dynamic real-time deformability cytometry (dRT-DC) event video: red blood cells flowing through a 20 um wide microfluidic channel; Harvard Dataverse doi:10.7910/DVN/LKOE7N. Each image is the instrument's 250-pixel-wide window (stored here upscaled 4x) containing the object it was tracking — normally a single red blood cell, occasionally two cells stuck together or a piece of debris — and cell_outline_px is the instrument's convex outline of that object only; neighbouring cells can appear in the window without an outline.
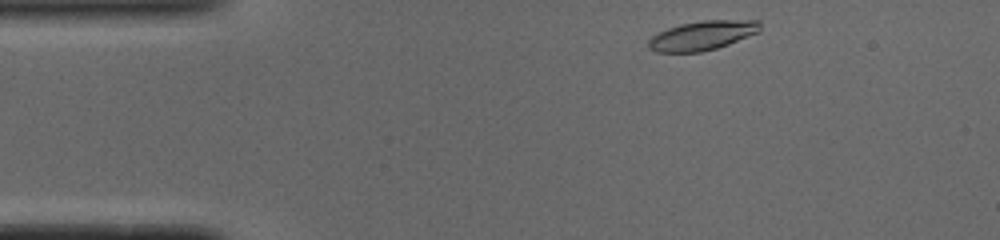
{"species": "common noctule bat (a hibernating species)", "species_latin": "Nyctalus noctula", "temperature_condition": "cold", "stored_images_in_passage": 44, "camera_frame_rate_fps": 3000, "um_per_image_px": 0.085, "animal": {"sex": "male", "body_mass_g": 19.0, "forearm_length_mm": 50.8}, "frame": {"image": 1, "passage_image": 1, "time_ms": 0.0, "image_size_px": [1000, 240], "cell_outline_px": [[760, 32], [728, 44], [716, 48], [700, 52], [656, 52], [648, 48], [648, 40], [652, 36], [668, 28], [680, 24], [704, 20], [760, 20]], "centroid_in_image_um": [59.71, 3.01], "position_along_channel_um": 25.3, "area_um2": 19.02}}
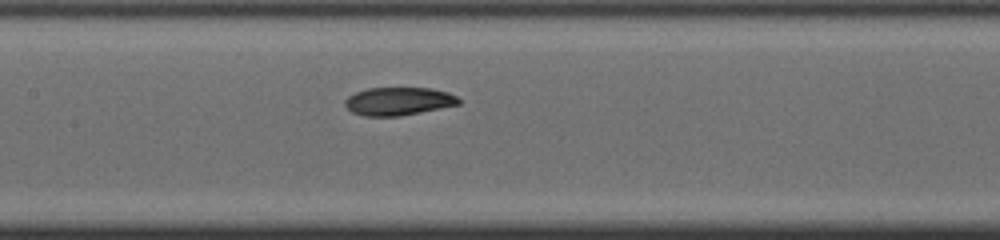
{"frame": {"image": 2, "passage_image": 17, "time_ms": 5.333, "image_size_px": [1000, 240], "cell_outline_px": [[460, 104], [400, 116], [364, 116], [352, 112], [344, 104], [344, 100], [348, 96], [356, 92], [368, 88], [432, 88], [448, 92], [456, 96], [460, 100]], "centroid_in_image_um": [33.86, 8.6], "position_along_channel_um": 173.5, "area_um2": 18.55}}
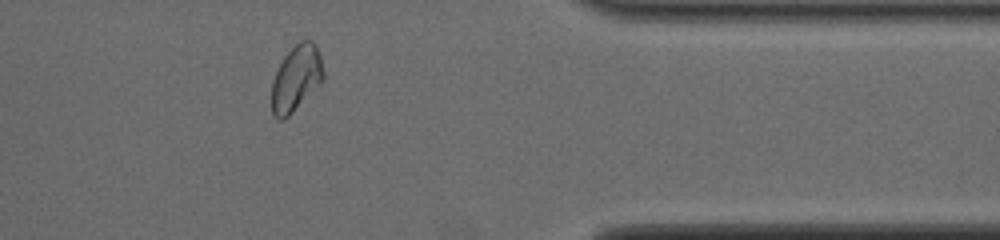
{"frame": {"image": 3, "passage_image": 35, "time_ms": 11.333, "image_size_px": [1000, 240], "cell_outline_px": [[324, 80], [284, 120], [280, 120], [272, 116], [272, 80], [284, 56], [300, 40], [312, 40], [316, 44], [320, 56], [324, 72]], "centroid_in_image_um": [25.18, 6.65], "position_along_channel_um": 386.2, "area_um2": 19.77}, "authors_computed_cell_mechanics": {"area_um2": 19.1029, "velocity_mm_per_s": 3.874, "shape_relaxation_time_tau1_ms": 4.6929, "shape_relaxation_time_tau2_ms": 3.6848, "deformation_change_tau1": 0.1646, "deformation_change_tau2": 0.0655}}